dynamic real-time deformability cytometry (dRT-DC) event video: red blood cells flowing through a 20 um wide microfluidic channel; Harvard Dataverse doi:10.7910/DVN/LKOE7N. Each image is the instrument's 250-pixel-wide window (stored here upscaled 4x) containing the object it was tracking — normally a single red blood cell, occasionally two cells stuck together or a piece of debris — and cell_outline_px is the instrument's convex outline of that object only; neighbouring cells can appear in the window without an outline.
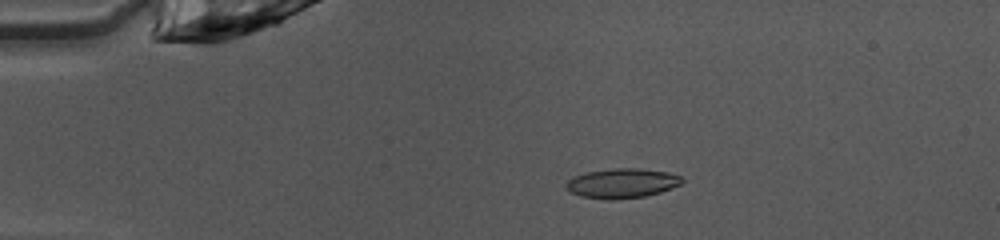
{"species": "common noctule bat (a hibernating species)", "species_latin": "Nyctalus noctula", "temperature_condition": "warm", "stored_images_in_passage": 44, "camera_frame_rate_fps": 3000, "um_per_image_px": 0.085, "animal": {"sex": "female", "body_mass_g": 10.0, "forearm_length_mm": 53.1}, "frame": {"image": 1, "passage_image": 5, "time_ms": 1.333, "image_size_px": [1000, 240], "cell_outline_px": [[684, 180], [680, 184], [672, 188], [660, 192], [644, 196], [616, 200], [608, 200], [580, 196], [572, 192], [564, 184], [568, 180], [584, 172], [612, 168], [640, 168], [668, 172], [680, 176]], "centroid_in_image_um": [52.87, 15.57], "position_along_channel_um": 32.1, "area_um2": 20.06}}
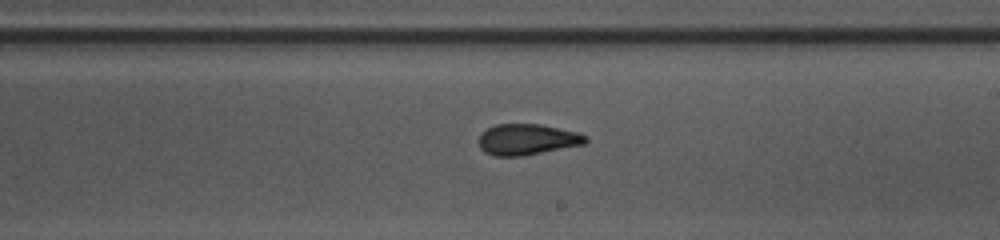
{"frame": {"image": 2, "passage_image": 24, "time_ms": 7.667, "image_size_px": [1000, 240], "cell_outline_px": [[588, 140], [584, 144], [520, 156], [492, 156], [484, 152], [480, 148], [480, 132], [496, 124], [540, 124], [580, 132], [588, 136]], "centroid_in_image_um": [44.82, 11.84], "position_along_channel_um": 244.2, "area_um2": 19.31}}
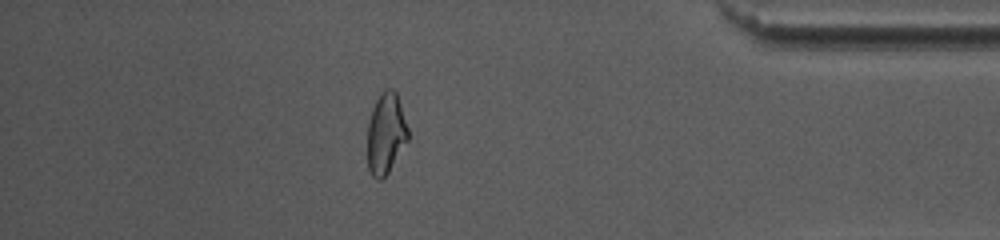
{"frame": {"image": 3, "passage_image": 38, "time_ms": 12.333, "image_size_px": [1000, 240], "cell_outline_px": [[408, 140], [388, 172], [380, 180], [376, 180], [372, 176], [368, 168], [368, 124], [372, 108], [380, 92], [384, 88], [392, 88], [396, 92], [408, 128]], "centroid_in_image_um": [32.79, 11.33], "position_along_channel_um": 402.4, "area_um2": 19.07}, "authors_computed_cell_mechanics": {"area_um2": 19.5942, "velocity_mm_per_s": 4.0797, "shape_relaxation_time_tau1_ms": null, "shape_relaxation_time_tau2_ms": 1.7474, "deformation_change_tau1": null, "deformation_change_tau2": 0.0645}}